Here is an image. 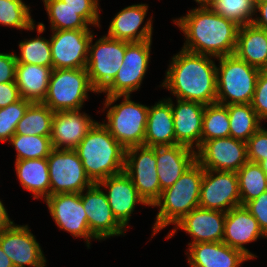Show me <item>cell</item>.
Returning a JSON list of instances; mask_svg holds the SVG:
<instances>
[{"instance_id": "cell-12", "label": "cell", "mask_w": 267, "mask_h": 267, "mask_svg": "<svg viewBox=\"0 0 267 267\" xmlns=\"http://www.w3.org/2000/svg\"><path fill=\"white\" fill-rule=\"evenodd\" d=\"M241 206L236 172L204 169L199 207L228 212Z\"/></svg>"}, {"instance_id": "cell-7", "label": "cell", "mask_w": 267, "mask_h": 267, "mask_svg": "<svg viewBox=\"0 0 267 267\" xmlns=\"http://www.w3.org/2000/svg\"><path fill=\"white\" fill-rule=\"evenodd\" d=\"M91 86L86 68L52 69L46 97L42 101L53 112L81 110Z\"/></svg>"}, {"instance_id": "cell-32", "label": "cell", "mask_w": 267, "mask_h": 267, "mask_svg": "<svg viewBox=\"0 0 267 267\" xmlns=\"http://www.w3.org/2000/svg\"><path fill=\"white\" fill-rule=\"evenodd\" d=\"M30 11V6L23 0H0V24L27 31H33L36 28L38 34L43 33L46 26L41 22L36 25Z\"/></svg>"}, {"instance_id": "cell-34", "label": "cell", "mask_w": 267, "mask_h": 267, "mask_svg": "<svg viewBox=\"0 0 267 267\" xmlns=\"http://www.w3.org/2000/svg\"><path fill=\"white\" fill-rule=\"evenodd\" d=\"M51 30L90 29L89 24L61 0H42Z\"/></svg>"}, {"instance_id": "cell-18", "label": "cell", "mask_w": 267, "mask_h": 267, "mask_svg": "<svg viewBox=\"0 0 267 267\" xmlns=\"http://www.w3.org/2000/svg\"><path fill=\"white\" fill-rule=\"evenodd\" d=\"M226 213L197 207L185 215L170 231L166 239L172 238L178 229L192 237L188 243L222 242Z\"/></svg>"}, {"instance_id": "cell-10", "label": "cell", "mask_w": 267, "mask_h": 267, "mask_svg": "<svg viewBox=\"0 0 267 267\" xmlns=\"http://www.w3.org/2000/svg\"><path fill=\"white\" fill-rule=\"evenodd\" d=\"M124 172L132 180L139 195L152 207L162 193L155 147L140 145L126 149Z\"/></svg>"}, {"instance_id": "cell-31", "label": "cell", "mask_w": 267, "mask_h": 267, "mask_svg": "<svg viewBox=\"0 0 267 267\" xmlns=\"http://www.w3.org/2000/svg\"><path fill=\"white\" fill-rule=\"evenodd\" d=\"M225 106L228 108L230 137L246 142L261 127L251 103Z\"/></svg>"}, {"instance_id": "cell-48", "label": "cell", "mask_w": 267, "mask_h": 267, "mask_svg": "<svg viewBox=\"0 0 267 267\" xmlns=\"http://www.w3.org/2000/svg\"><path fill=\"white\" fill-rule=\"evenodd\" d=\"M0 267H14L11 259L4 253L0 246Z\"/></svg>"}, {"instance_id": "cell-15", "label": "cell", "mask_w": 267, "mask_h": 267, "mask_svg": "<svg viewBox=\"0 0 267 267\" xmlns=\"http://www.w3.org/2000/svg\"><path fill=\"white\" fill-rule=\"evenodd\" d=\"M28 225L14 221L0 232V246L14 267H46V258Z\"/></svg>"}, {"instance_id": "cell-46", "label": "cell", "mask_w": 267, "mask_h": 267, "mask_svg": "<svg viewBox=\"0 0 267 267\" xmlns=\"http://www.w3.org/2000/svg\"><path fill=\"white\" fill-rule=\"evenodd\" d=\"M259 12V15L257 14ZM252 24L267 31V1L255 4V14ZM260 16V17H259Z\"/></svg>"}, {"instance_id": "cell-25", "label": "cell", "mask_w": 267, "mask_h": 267, "mask_svg": "<svg viewBox=\"0 0 267 267\" xmlns=\"http://www.w3.org/2000/svg\"><path fill=\"white\" fill-rule=\"evenodd\" d=\"M185 253L190 267H239L250 260L240 250L224 242L190 244Z\"/></svg>"}, {"instance_id": "cell-23", "label": "cell", "mask_w": 267, "mask_h": 267, "mask_svg": "<svg viewBox=\"0 0 267 267\" xmlns=\"http://www.w3.org/2000/svg\"><path fill=\"white\" fill-rule=\"evenodd\" d=\"M171 103L174 133L177 144L197 150L201 145L202 122L205 105L199 102L166 98Z\"/></svg>"}, {"instance_id": "cell-24", "label": "cell", "mask_w": 267, "mask_h": 267, "mask_svg": "<svg viewBox=\"0 0 267 267\" xmlns=\"http://www.w3.org/2000/svg\"><path fill=\"white\" fill-rule=\"evenodd\" d=\"M160 188L172 186L196 162V151L183 145L155 147Z\"/></svg>"}, {"instance_id": "cell-42", "label": "cell", "mask_w": 267, "mask_h": 267, "mask_svg": "<svg viewBox=\"0 0 267 267\" xmlns=\"http://www.w3.org/2000/svg\"><path fill=\"white\" fill-rule=\"evenodd\" d=\"M260 121L267 120V70L262 69L257 77L254 96L251 102Z\"/></svg>"}, {"instance_id": "cell-6", "label": "cell", "mask_w": 267, "mask_h": 267, "mask_svg": "<svg viewBox=\"0 0 267 267\" xmlns=\"http://www.w3.org/2000/svg\"><path fill=\"white\" fill-rule=\"evenodd\" d=\"M216 103L221 105L252 102L260 69L238 59L235 55L216 58Z\"/></svg>"}, {"instance_id": "cell-26", "label": "cell", "mask_w": 267, "mask_h": 267, "mask_svg": "<svg viewBox=\"0 0 267 267\" xmlns=\"http://www.w3.org/2000/svg\"><path fill=\"white\" fill-rule=\"evenodd\" d=\"M176 144L171 103L164 98L149 106L144 145L157 147Z\"/></svg>"}, {"instance_id": "cell-21", "label": "cell", "mask_w": 267, "mask_h": 267, "mask_svg": "<svg viewBox=\"0 0 267 267\" xmlns=\"http://www.w3.org/2000/svg\"><path fill=\"white\" fill-rule=\"evenodd\" d=\"M267 238L255 217L244 207L238 206L226 212L223 241L228 246L240 250L250 260L257 256L244 245Z\"/></svg>"}, {"instance_id": "cell-19", "label": "cell", "mask_w": 267, "mask_h": 267, "mask_svg": "<svg viewBox=\"0 0 267 267\" xmlns=\"http://www.w3.org/2000/svg\"><path fill=\"white\" fill-rule=\"evenodd\" d=\"M98 185L107 190L105 193L113 215L125 229L128 228L136 204L149 206L124 171L105 178Z\"/></svg>"}, {"instance_id": "cell-40", "label": "cell", "mask_w": 267, "mask_h": 267, "mask_svg": "<svg viewBox=\"0 0 267 267\" xmlns=\"http://www.w3.org/2000/svg\"><path fill=\"white\" fill-rule=\"evenodd\" d=\"M71 9L77 11L90 26L100 28L99 0H61Z\"/></svg>"}, {"instance_id": "cell-37", "label": "cell", "mask_w": 267, "mask_h": 267, "mask_svg": "<svg viewBox=\"0 0 267 267\" xmlns=\"http://www.w3.org/2000/svg\"><path fill=\"white\" fill-rule=\"evenodd\" d=\"M208 7L239 26L252 24L255 14L253 0H209Z\"/></svg>"}, {"instance_id": "cell-3", "label": "cell", "mask_w": 267, "mask_h": 267, "mask_svg": "<svg viewBox=\"0 0 267 267\" xmlns=\"http://www.w3.org/2000/svg\"><path fill=\"white\" fill-rule=\"evenodd\" d=\"M74 150L93 184L124 171L126 149L98 121Z\"/></svg>"}, {"instance_id": "cell-50", "label": "cell", "mask_w": 267, "mask_h": 267, "mask_svg": "<svg viewBox=\"0 0 267 267\" xmlns=\"http://www.w3.org/2000/svg\"><path fill=\"white\" fill-rule=\"evenodd\" d=\"M199 4V7H206L208 6L209 0H194Z\"/></svg>"}, {"instance_id": "cell-39", "label": "cell", "mask_w": 267, "mask_h": 267, "mask_svg": "<svg viewBox=\"0 0 267 267\" xmlns=\"http://www.w3.org/2000/svg\"><path fill=\"white\" fill-rule=\"evenodd\" d=\"M32 101L21 98L16 103L0 108V142H8L15 134L19 120Z\"/></svg>"}, {"instance_id": "cell-36", "label": "cell", "mask_w": 267, "mask_h": 267, "mask_svg": "<svg viewBox=\"0 0 267 267\" xmlns=\"http://www.w3.org/2000/svg\"><path fill=\"white\" fill-rule=\"evenodd\" d=\"M17 151L16 159H47L52 151L50 136L14 134L8 141Z\"/></svg>"}, {"instance_id": "cell-2", "label": "cell", "mask_w": 267, "mask_h": 267, "mask_svg": "<svg viewBox=\"0 0 267 267\" xmlns=\"http://www.w3.org/2000/svg\"><path fill=\"white\" fill-rule=\"evenodd\" d=\"M213 58L216 57L181 49L172 57L161 86L176 99L204 105L216 103L217 65Z\"/></svg>"}, {"instance_id": "cell-44", "label": "cell", "mask_w": 267, "mask_h": 267, "mask_svg": "<svg viewBox=\"0 0 267 267\" xmlns=\"http://www.w3.org/2000/svg\"><path fill=\"white\" fill-rule=\"evenodd\" d=\"M16 65L15 53L0 52V83L15 82Z\"/></svg>"}, {"instance_id": "cell-5", "label": "cell", "mask_w": 267, "mask_h": 267, "mask_svg": "<svg viewBox=\"0 0 267 267\" xmlns=\"http://www.w3.org/2000/svg\"><path fill=\"white\" fill-rule=\"evenodd\" d=\"M120 98L123 100L115 104ZM102 111L108 110L102 124L125 148L144 145L149 106L131 100V95L106 96Z\"/></svg>"}, {"instance_id": "cell-30", "label": "cell", "mask_w": 267, "mask_h": 267, "mask_svg": "<svg viewBox=\"0 0 267 267\" xmlns=\"http://www.w3.org/2000/svg\"><path fill=\"white\" fill-rule=\"evenodd\" d=\"M54 112L42 102H32L19 120L15 134L51 136Z\"/></svg>"}, {"instance_id": "cell-28", "label": "cell", "mask_w": 267, "mask_h": 267, "mask_svg": "<svg viewBox=\"0 0 267 267\" xmlns=\"http://www.w3.org/2000/svg\"><path fill=\"white\" fill-rule=\"evenodd\" d=\"M53 67L17 63L15 83L20 97L32 102H42L46 97Z\"/></svg>"}, {"instance_id": "cell-35", "label": "cell", "mask_w": 267, "mask_h": 267, "mask_svg": "<svg viewBox=\"0 0 267 267\" xmlns=\"http://www.w3.org/2000/svg\"><path fill=\"white\" fill-rule=\"evenodd\" d=\"M230 137L228 108L218 103L205 105L201 143L215 138Z\"/></svg>"}, {"instance_id": "cell-16", "label": "cell", "mask_w": 267, "mask_h": 267, "mask_svg": "<svg viewBox=\"0 0 267 267\" xmlns=\"http://www.w3.org/2000/svg\"><path fill=\"white\" fill-rule=\"evenodd\" d=\"M196 161L203 169L237 172L248 161L246 142L232 137L203 141Z\"/></svg>"}, {"instance_id": "cell-22", "label": "cell", "mask_w": 267, "mask_h": 267, "mask_svg": "<svg viewBox=\"0 0 267 267\" xmlns=\"http://www.w3.org/2000/svg\"><path fill=\"white\" fill-rule=\"evenodd\" d=\"M97 121L80 110L55 111L51 143L55 149H75Z\"/></svg>"}, {"instance_id": "cell-27", "label": "cell", "mask_w": 267, "mask_h": 267, "mask_svg": "<svg viewBox=\"0 0 267 267\" xmlns=\"http://www.w3.org/2000/svg\"><path fill=\"white\" fill-rule=\"evenodd\" d=\"M234 55L260 70L267 68V31L253 24L240 26Z\"/></svg>"}, {"instance_id": "cell-9", "label": "cell", "mask_w": 267, "mask_h": 267, "mask_svg": "<svg viewBox=\"0 0 267 267\" xmlns=\"http://www.w3.org/2000/svg\"><path fill=\"white\" fill-rule=\"evenodd\" d=\"M47 163L50 177V195L81 193L93 185L74 149L53 148L47 157Z\"/></svg>"}, {"instance_id": "cell-4", "label": "cell", "mask_w": 267, "mask_h": 267, "mask_svg": "<svg viewBox=\"0 0 267 267\" xmlns=\"http://www.w3.org/2000/svg\"><path fill=\"white\" fill-rule=\"evenodd\" d=\"M203 174L204 169L196 161L172 186L162 191L161 197L152 206L159 207L152 226V237L168 225H176L199 207Z\"/></svg>"}, {"instance_id": "cell-41", "label": "cell", "mask_w": 267, "mask_h": 267, "mask_svg": "<svg viewBox=\"0 0 267 267\" xmlns=\"http://www.w3.org/2000/svg\"><path fill=\"white\" fill-rule=\"evenodd\" d=\"M247 159L259 163L267 159V130L262 126L246 141Z\"/></svg>"}, {"instance_id": "cell-29", "label": "cell", "mask_w": 267, "mask_h": 267, "mask_svg": "<svg viewBox=\"0 0 267 267\" xmlns=\"http://www.w3.org/2000/svg\"><path fill=\"white\" fill-rule=\"evenodd\" d=\"M17 179L24 189L33 193L34 199L50 196V177L47 159L15 161Z\"/></svg>"}, {"instance_id": "cell-13", "label": "cell", "mask_w": 267, "mask_h": 267, "mask_svg": "<svg viewBox=\"0 0 267 267\" xmlns=\"http://www.w3.org/2000/svg\"><path fill=\"white\" fill-rule=\"evenodd\" d=\"M53 69L86 68L89 43L94 35L91 29L51 30Z\"/></svg>"}, {"instance_id": "cell-47", "label": "cell", "mask_w": 267, "mask_h": 267, "mask_svg": "<svg viewBox=\"0 0 267 267\" xmlns=\"http://www.w3.org/2000/svg\"><path fill=\"white\" fill-rule=\"evenodd\" d=\"M13 221L9 218L7 209L4 207L3 202L0 199V232L6 229Z\"/></svg>"}, {"instance_id": "cell-33", "label": "cell", "mask_w": 267, "mask_h": 267, "mask_svg": "<svg viewBox=\"0 0 267 267\" xmlns=\"http://www.w3.org/2000/svg\"><path fill=\"white\" fill-rule=\"evenodd\" d=\"M236 174L241 206L267 191V175L258 163L247 161Z\"/></svg>"}, {"instance_id": "cell-14", "label": "cell", "mask_w": 267, "mask_h": 267, "mask_svg": "<svg viewBox=\"0 0 267 267\" xmlns=\"http://www.w3.org/2000/svg\"><path fill=\"white\" fill-rule=\"evenodd\" d=\"M44 202L58 228L76 238H84L89 249L91 239L96 238L90 233L80 193L54 194L47 197Z\"/></svg>"}, {"instance_id": "cell-1", "label": "cell", "mask_w": 267, "mask_h": 267, "mask_svg": "<svg viewBox=\"0 0 267 267\" xmlns=\"http://www.w3.org/2000/svg\"><path fill=\"white\" fill-rule=\"evenodd\" d=\"M185 36L182 49L213 57L234 55L240 26L215 13L210 7L188 10L173 19Z\"/></svg>"}, {"instance_id": "cell-11", "label": "cell", "mask_w": 267, "mask_h": 267, "mask_svg": "<svg viewBox=\"0 0 267 267\" xmlns=\"http://www.w3.org/2000/svg\"><path fill=\"white\" fill-rule=\"evenodd\" d=\"M152 40L126 42L123 63L113 82L102 92L106 96L130 95L140 89L149 68Z\"/></svg>"}, {"instance_id": "cell-20", "label": "cell", "mask_w": 267, "mask_h": 267, "mask_svg": "<svg viewBox=\"0 0 267 267\" xmlns=\"http://www.w3.org/2000/svg\"><path fill=\"white\" fill-rule=\"evenodd\" d=\"M148 4H132L119 11L110 22L106 36L126 42H142L152 40L153 21L147 16ZM141 28V29H140Z\"/></svg>"}, {"instance_id": "cell-45", "label": "cell", "mask_w": 267, "mask_h": 267, "mask_svg": "<svg viewBox=\"0 0 267 267\" xmlns=\"http://www.w3.org/2000/svg\"><path fill=\"white\" fill-rule=\"evenodd\" d=\"M21 99L15 82L0 83V108L16 103Z\"/></svg>"}, {"instance_id": "cell-43", "label": "cell", "mask_w": 267, "mask_h": 267, "mask_svg": "<svg viewBox=\"0 0 267 267\" xmlns=\"http://www.w3.org/2000/svg\"><path fill=\"white\" fill-rule=\"evenodd\" d=\"M244 207L255 217L261 230L267 236V191L247 202Z\"/></svg>"}, {"instance_id": "cell-38", "label": "cell", "mask_w": 267, "mask_h": 267, "mask_svg": "<svg viewBox=\"0 0 267 267\" xmlns=\"http://www.w3.org/2000/svg\"><path fill=\"white\" fill-rule=\"evenodd\" d=\"M18 46L20 54H15L17 63L53 67L50 39L38 35L36 38L21 40Z\"/></svg>"}, {"instance_id": "cell-17", "label": "cell", "mask_w": 267, "mask_h": 267, "mask_svg": "<svg viewBox=\"0 0 267 267\" xmlns=\"http://www.w3.org/2000/svg\"><path fill=\"white\" fill-rule=\"evenodd\" d=\"M80 195L90 233L96 240L101 241L110 237L125 235L127 230L116 220L106 193L98 184H93L83 190Z\"/></svg>"}, {"instance_id": "cell-51", "label": "cell", "mask_w": 267, "mask_h": 267, "mask_svg": "<svg viewBox=\"0 0 267 267\" xmlns=\"http://www.w3.org/2000/svg\"><path fill=\"white\" fill-rule=\"evenodd\" d=\"M255 4L261 3V2H266L267 0H253Z\"/></svg>"}, {"instance_id": "cell-8", "label": "cell", "mask_w": 267, "mask_h": 267, "mask_svg": "<svg viewBox=\"0 0 267 267\" xmlns=\"http://www.w3.org/2000/svg\"><path fill=\"white\" fill-rule=\"evenodd\" d=\"M89 43L86 69L95 92L102 93L114 80L125 54V41L102 36Z\"/></svg>"}, {"instance_id": "cell-49", "label": "cell", "mask_w": 267, "mask_h": 267, "mask_svg": "<svg viewBox=\"0 0 267 267\" xmlns=\"http://www.w3.org/2000/svg\"><path fill=\"white\" fill-rule=\"evenodd\" d=\"M258 164L261 166V168L263 169V171H264V172L266 173V175H267V159H265V160L259 162Z\"/></svg>"}]
</instances>
